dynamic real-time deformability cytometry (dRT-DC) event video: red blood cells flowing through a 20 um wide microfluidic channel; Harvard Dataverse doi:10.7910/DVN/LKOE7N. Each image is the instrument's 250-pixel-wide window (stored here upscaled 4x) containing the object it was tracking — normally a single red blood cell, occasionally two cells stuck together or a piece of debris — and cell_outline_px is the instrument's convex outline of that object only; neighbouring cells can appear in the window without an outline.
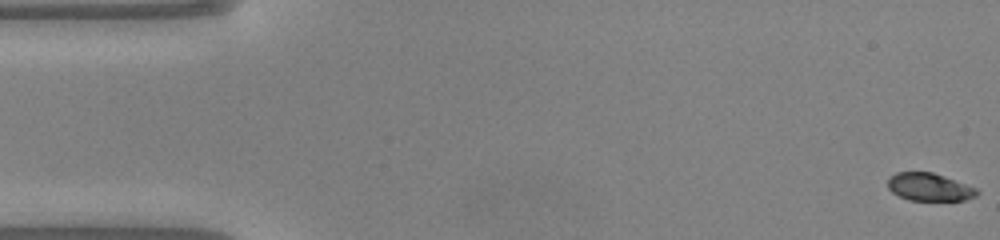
{"species": "common noctule bat (a hibernating species)", "species_latin": "Nyctalus noctula", "temperature_condition": "warm", "stored_images_in_passage": 49, "camera_frame_rate_fps": 3000, "um_per_image_px": 0.085, "animal": {"sex": "male", "body_mass_g": 20.0, "forearm_length_mm": 53.3}, "frame": {"image": 1, "passage_image": 1, "time_ms": 0.0, "image_size_px": [1000, 240], "cell_outline_px": [[980, 192], [976, 196], [964, 200], [908, 200], [892, 192], [888, 188], [888, 176], [896, 172], [932, 172], [944, 176], [976, 188]], "centroid_in_image_um": [78.97, 15.89], "position_along_channel_um": 6.0, "area_um2": 14.39}}
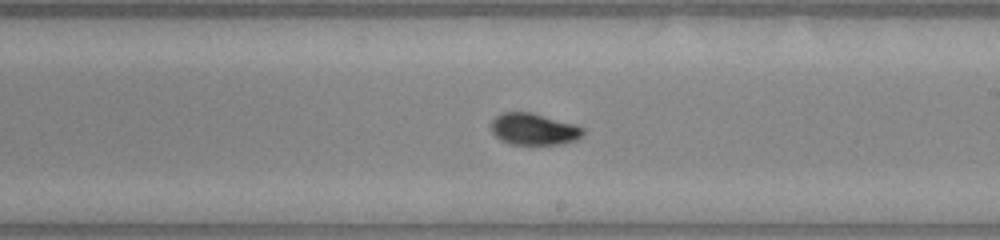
{"frame": {"image": 2, "passage_image": 28, "time_ms": 9.0, "image_size_px": [1000, 240], "cell_outline_px": [[584, 136], [576, 140], [560, 144], [512, 144], [500, 140], [492, 132], [492, 120], [496, 116], [504, 112], [532, 112], [572, 124], [584, 128]], "centroid_in_image_um": [45.38, 10.98], "position_along_channel_um": 243.6, "area_um2": 16.82}}
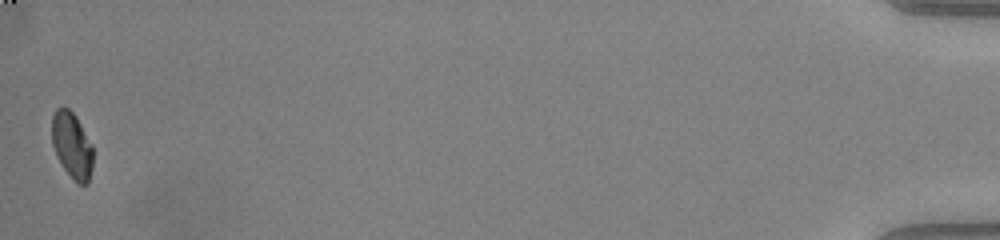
{"frame": {"image": 3, "passage_image": 49, "time_ms": 16.0, "image_size_px": [1000, 240], "cell_outline_px": [[92, 168], [88, 184], [80, 184], [64, 168], [56, 156], [52, 144], [52, 116], [56, 108], [68, 108], [76, 116], [92, 144]], "centroid_in_image_um": [6.11, 12.33], "position_along_channel_um": 429.1, "area_um2": 15.66}, "authors_computed_cell_mechanics": {"area_um2": 16.184, "velocity_mm_per_s": 4.1103, "shape_relaxation_time_tau1_ms": 2.6073, "shape_relaxation_time_tau2_ms": 1.0416, "deformation_change_tau1": 0.1404, "deformation_change_tau2": 0.041}}